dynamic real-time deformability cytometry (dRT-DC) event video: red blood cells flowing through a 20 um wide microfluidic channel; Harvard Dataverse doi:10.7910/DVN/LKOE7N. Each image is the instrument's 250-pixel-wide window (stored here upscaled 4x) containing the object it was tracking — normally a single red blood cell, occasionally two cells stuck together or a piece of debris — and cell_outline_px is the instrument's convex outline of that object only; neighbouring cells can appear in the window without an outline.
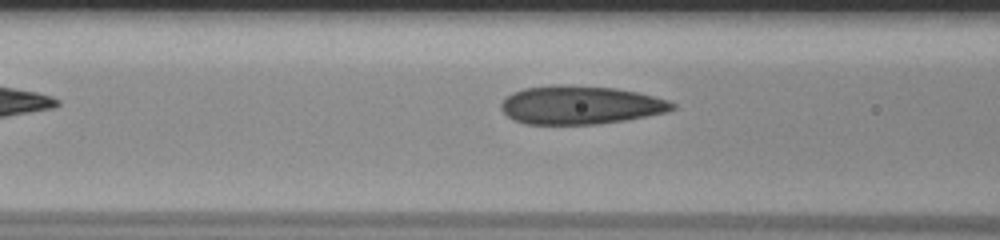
{"species": "human", "species_latin": "Homo sapiens", "temperature_condition": "room temperature", "stored_images_in_passage": 17, "camera_frame_rate_fps": 3000, "um_per_image_px": 0.085, "donor": {"sex": "male"}, "frame": {"image": 1, "passage_image": 8, "time_ms": 2.333, "image_size_px": [1000, 240], "cell_outline_px": [[676, 108], [668, 112], [628, 120], [596, 124], [524, 124], [512, 120], [500, 108], [500, 104], [512, 92], [524, 88], [556, 84], [560, 84], [616, 88], [636, 92], [668, 100], [676, 104]], "centroid_in_image_um": [49.33, 8.93], "position_along_channel_um": 117.3, "area_um2": 38.55}}
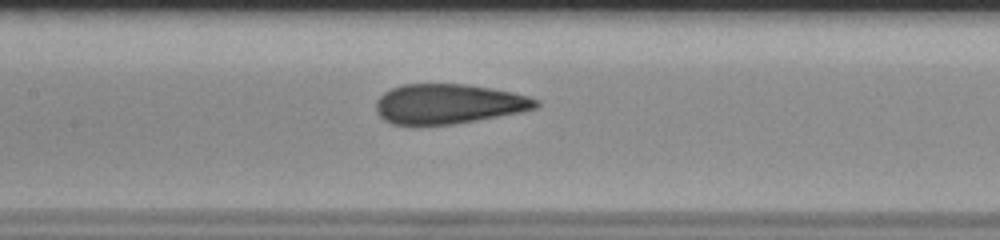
{"frame": {"image": 2, "passage_image": 12, "time_ms": 3.667, "image_size_px": [1000, 240], "cell_outline_px": [[540, 104], [536, 108], [520, 112], [456, 124], [416, 128], [392, 124], [384, 120], [376, 112], [376, 100], [384, 92], [392, 88], [404, 84], [468, 84], [492, 88], [512, 92], [528, 96], [540, 100]], "centroid_in_image_um": [38.08, 8.87], "position_along_channel_um": 169.3, "area_um2": 38.03}}